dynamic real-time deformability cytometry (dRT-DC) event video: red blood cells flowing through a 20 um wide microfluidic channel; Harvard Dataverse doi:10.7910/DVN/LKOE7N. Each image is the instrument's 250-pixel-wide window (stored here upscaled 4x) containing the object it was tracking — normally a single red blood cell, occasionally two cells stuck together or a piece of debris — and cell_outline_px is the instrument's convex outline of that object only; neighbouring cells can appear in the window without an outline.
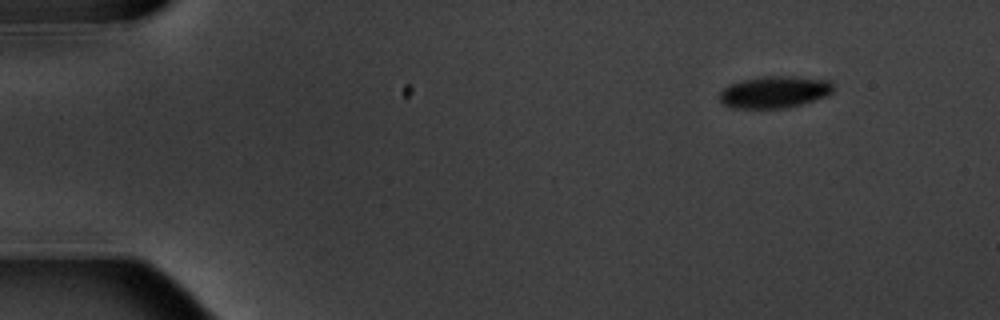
{"species": "common noctule bat (a hibernating species)", "species_latin": "Nyctalus noctula", "temperature_condition": "warm", "stored_images_in_passage": 4, "segment_of_instrument_passage": [1, 2], "camera_frame_rate_fps": 3000, "um_per_image_px": 0.085, "animal": {"sex": "male", "body_mass_g": 20.1, "forearm_length_mm": 53.5}, "frame": {"image": 1, "passage_image": 1, "time_ms": 0.0, "image_size_px": [1000, 320], "cell_outline_px": [[832, 92], [828, 96], [788, 108], [728, 108], [720, 100], [720, 92], [728, 84], [744, 80], [764, 76], [792, 76], [832, 80]], "centroid_in_image_um": [65.84, 7.82], "position_along_channel_um": 19.2, "area_um2": 21.27}}